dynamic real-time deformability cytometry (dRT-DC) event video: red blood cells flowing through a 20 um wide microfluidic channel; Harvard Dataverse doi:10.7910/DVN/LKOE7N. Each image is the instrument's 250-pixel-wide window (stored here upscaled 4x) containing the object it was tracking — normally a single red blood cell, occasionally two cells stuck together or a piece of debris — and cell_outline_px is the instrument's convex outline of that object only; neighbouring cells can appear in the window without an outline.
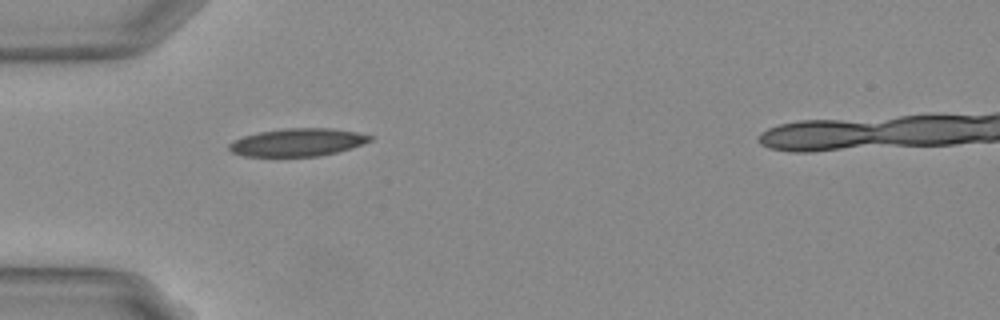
{"species": "Egyptian fruit bat (a non-hibernating species)", "species_latin": "Rousettus aegyptiacus", "temperature_condition": "warm", "stored_images_in_passage": 9, "camera_frame_rate_fps": 3000, "um_per_image_px": 0.085, "animal": {"sex": "female"}, "frame": {"image": 1, "passage_image": 1, "time_ms": 0.0, "image_size_px": [1000, 320], "cell_outline_px": [[372, 140], [352, 148], [336, 152], [316, 156], [244, 156], [232, 152], [228, 148], [228, 144], [232, 140], [244, 136], [260, 132], [280, 128], [332, 128], [356, 132], [372, 136]], "centroid_in_image_um": [25.27, 12.09], "position_along_channel_um": 59.7, "area_um2": 22.77}}
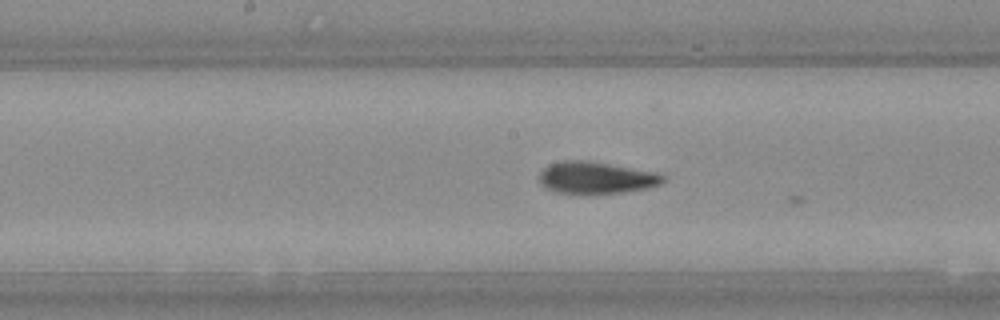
{"frame": {"image": 2, "passage_image": 8, "time_ms": 2.333, "image_size_px": [1000, 320], "cell_outline_px": [[668, 180], [660, 184], [648, 188], [624, 192], [592, 196], [556, 192], [540, 184], [540, 172], [548, 164], [564, 160], [584, 160], [656, 172], [664, 176]], "centroid_in_image_um": [50.67, 15.14], "position_along_channel_um": 197.5, "area_um2": 23.52}}